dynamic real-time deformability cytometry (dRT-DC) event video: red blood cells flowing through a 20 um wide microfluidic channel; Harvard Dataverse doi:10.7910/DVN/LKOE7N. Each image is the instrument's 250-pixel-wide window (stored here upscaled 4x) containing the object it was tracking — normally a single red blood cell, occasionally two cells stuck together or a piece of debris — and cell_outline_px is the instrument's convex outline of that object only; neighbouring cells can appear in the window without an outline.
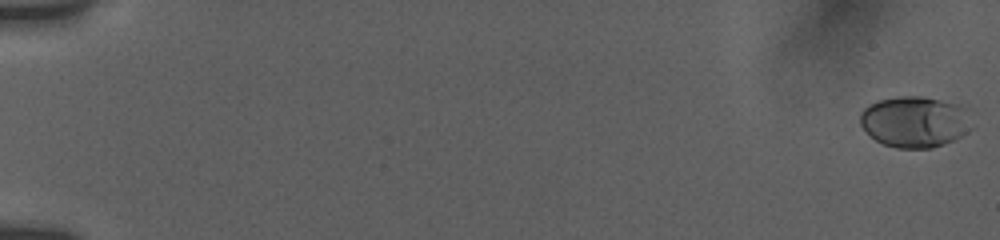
{"species": "human", "species_latin": "Homo sapiens", "temperature_condition": "room temperature", "stored_images_in_passage": 37, "camera_frame_rate_fps": 3000, "um_per_image_px": 0.085, "donor": {"sex": "female"}, "frame": {"image": 1, "passage_image": 1, "time_ms": 0.0, "image_size_px": [1000, 240], "cell_outline_px": [[972, 128], [968, 132], [944, 144], [932, 148], [896, 148], [884, 144], [876, 140], [860, 124], [860, 112], [868, 104], [880, 100], [900, 96], [924, 96], [960, 104], [964, 108]], "centroid_in_image_um": [77.75, 10.34], "position_along_channel_um": 7.3, "area_um2": 33.18}}
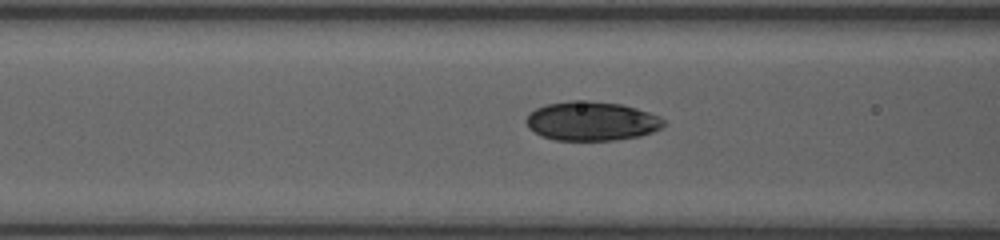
{"frame": {"image": 2, "passage_image": 32, "time_ms": 8.0, "image_size_px": [1000, 240], "cell_outline_px": [[664, 124], [660, 128], [652, 132], [640, 136], [616, 140], [556, 140], [540, 136], [528, 128], [524, 120], [528, 112], [544, 104], [572, 100], [588, 100], [620, 104], [636, 108], [660, 116], [664, 120]], "centroid_in_image_um": [50.23, 10.29], "position_along_channel_um": 116.4, "area_um2": 31.67}}
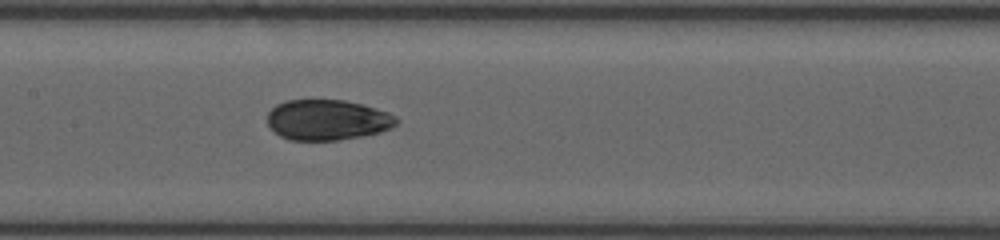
{"frame": {"image": 3, "passage_image": 37, "time_ms": 9.667, "image_size_px": [1000, 240], "cell_outline_px": [[400, 120], [392, 128], [380, 132], [360, 136], [336, 140], [288, 140], [280, 136], [268, 124], [268, 112], [276, 104], [284, 100], [344, 100], [360, 104], [388, 112], [396, 116]], "centroid_in_image_um": [27.83, 10.19], "position_along_channel_um": 179.6, "area_um2": 30.4}}